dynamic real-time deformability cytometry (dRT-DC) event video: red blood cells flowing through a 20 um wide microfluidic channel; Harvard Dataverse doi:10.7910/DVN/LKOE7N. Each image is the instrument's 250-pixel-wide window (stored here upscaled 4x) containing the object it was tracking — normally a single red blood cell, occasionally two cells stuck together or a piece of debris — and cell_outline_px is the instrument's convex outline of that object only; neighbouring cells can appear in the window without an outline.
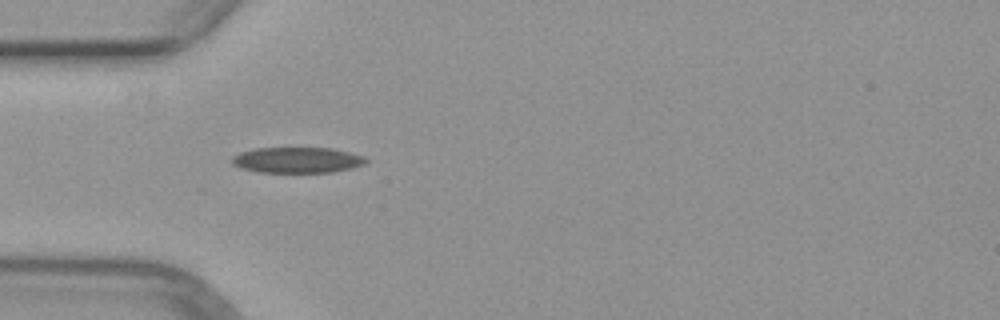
{"species": "common noctule bat (a hibernating species)", "species_latin": "Nyctalus noctula", "temperature_condition": "warm", "stored_images_in_passage": 2, "camera_frame_rate_fps": 3000, "um_per_image_px": 0.085, "animal": {"sex": "female", "body_mass_g": 29.2, "forearm_length_mm": 56.3}, "frame": {"image": 1, "passage_image": 1, "time_ms": 0.0, "image_size_px": [1000, 320], "cell_outline_px": [[368, 160], [364, 164], [332, 172], [260, 172], [244, 168], [232, 164], [232, 156], [240, 152], [256, 148], [332, 148], [364, 156]], "centroid_in_image_um": [25.25, 13.59], "position_along_channel_um": 59.7, "area_um2": 19.83}}
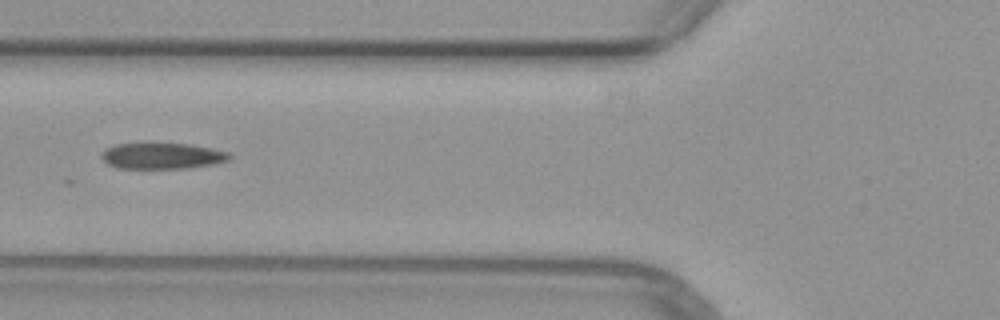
{"frame": {"image": 2, "passage_image": 2, "time_ms": 1.333, "image_size_px": [1000, 320], "cell_outline_px": [[232, 156], [228, 160], [212, 164], [188, 168], [116, 168], [108, 164], [100, 156], [108, 148], [116, 144], [188, 144], [228, 152]], "centroid_in_image_um": [13.78, 13.26], "position_along_channel_um": 112.0, "area_um2": 18.96}}